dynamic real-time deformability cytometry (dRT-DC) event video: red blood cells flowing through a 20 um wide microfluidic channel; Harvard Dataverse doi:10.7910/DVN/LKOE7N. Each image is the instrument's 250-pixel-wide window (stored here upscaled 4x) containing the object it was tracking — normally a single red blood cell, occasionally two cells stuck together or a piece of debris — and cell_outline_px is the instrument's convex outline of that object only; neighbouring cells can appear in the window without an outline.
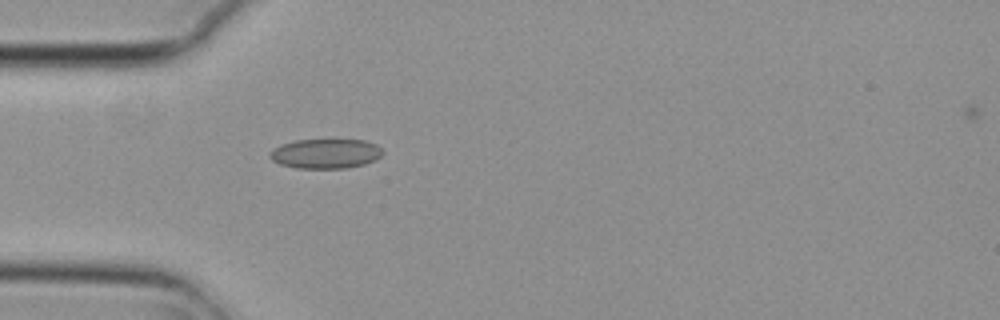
{"species": "common noctule bat (a hibernating species)", "species_latin": "Nyctalus noctula", "temperature_condition": "cold", "stored_images_in_passage": 5, "camera_frame_rate_fps": 3000, "um_per_image_px": 0.085, "animal": {"sex": "female", "body_mass_g": 29.2, "forearm_length_mm": 56.3}, "frame": {"image": 1, "passage_image": 5, "time_ms": 1.333, "image_size_px": [1000, 320], "cell_outline_px": [[384, 152], [380, 156], [364, 164], [348, 168], [296, 168], [280, 164], [272, 160], [268, 156], [272, 148], [280, 144], [296, 140], [364, 140], [376, 144]], "centroid_in_image_um": [27.63, 13.06], "position_along_channel_um": 57.4, "area_um2": 19.48}}